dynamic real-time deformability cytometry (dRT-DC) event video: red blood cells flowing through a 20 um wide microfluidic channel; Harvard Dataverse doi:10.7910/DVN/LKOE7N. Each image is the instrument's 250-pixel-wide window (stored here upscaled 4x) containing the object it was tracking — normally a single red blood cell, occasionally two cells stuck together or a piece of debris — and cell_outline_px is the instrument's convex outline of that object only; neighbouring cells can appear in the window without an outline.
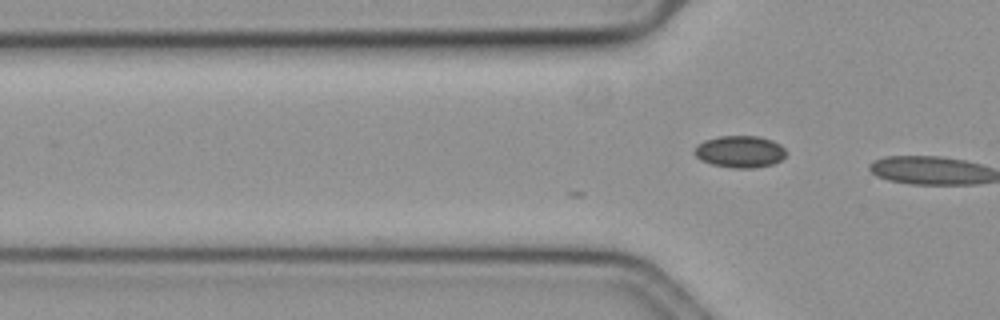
{"species": "common noctule bat (a hibernating species)", "species_latin": "Nyctalus noctula", "temperature_condition": "cold", "stored_images_in_passage": 8, "camera_frame_rate_fps": 3000, "um_per_image_px": 0.085, "animal": {"sex": "female", "body_mass_g": 19.3, "forearm_length_mm": 54.1}, "frame": {"image": 1, "passage_image": 8, "time_ms": 2.333, "image_size_px": [1000, 320], "cell_outline_px": [[788, 152], [780, 160], [772, 164], [752, 168], [732, 168], [712, 164], [700, 160], [692, 152], [704, 140], [720, 136], [760, 136], [772, 140], [780, 144]], "centroid_in_image_um": [62.9, 12.89], "position_along_channel_um": 62.9, "area_um2": 17.05}}